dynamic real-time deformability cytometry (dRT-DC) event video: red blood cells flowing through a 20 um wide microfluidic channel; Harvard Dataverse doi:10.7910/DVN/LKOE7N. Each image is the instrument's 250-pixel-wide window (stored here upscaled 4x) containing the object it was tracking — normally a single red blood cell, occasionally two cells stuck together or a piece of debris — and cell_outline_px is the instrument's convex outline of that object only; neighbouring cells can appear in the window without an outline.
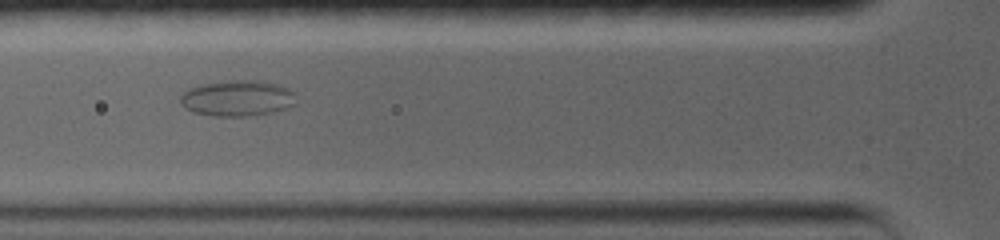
{"species": "common noctule bat (a hibernating species)", "species_latin": "Nyctalus noctula", "temperature_condition": "warm", "stored_images_in_passage": 29, "camera_frame_rate_fps": 5000, "um_per_image_px": 0.085, "animal": {"sex": "female", "body_mass_g": 19.0, "forearm_length_mm": 56.7}, "frame": {"image": 1, "passage_image": 2, "time_ms": 1.0, "image_size_px": [1000, 240], "cell_outline_px": [[296, 104], [284, 108], [268, 112], [248, 116], [216, 116], [192, 112], [184, 108], [180, 104], [180, 96], [184, 92], [200, 84], [228, 80], [256, 80], [276, 84], [288, 88], [292, 92]], "centroid_in_image_um": [20.12, 8.34], "position_along_channel_um": 105.7, "area_um2": 23.99}}
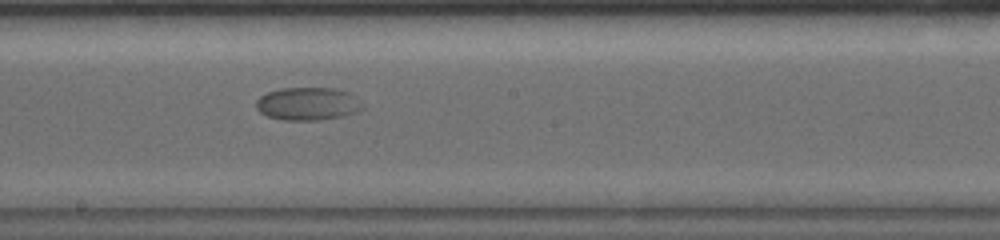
{"frame": {"image": 2, "passage_image": 8, "time_ms": 4.4, "image_size_px": [1000, 240], "cell_outline_px": [[364, 108], [340, 116], [316, 120], [284, 120], [268, 116], [260, 112], [256, 108], [256, 100], [260, 96], [268, 92], [280, 88], [336, 88], [348, 92]], "centroid_in_image_um": [26.08, 8.81], "position_along_channel_um": 222.1, "area_um2": 20.0}}
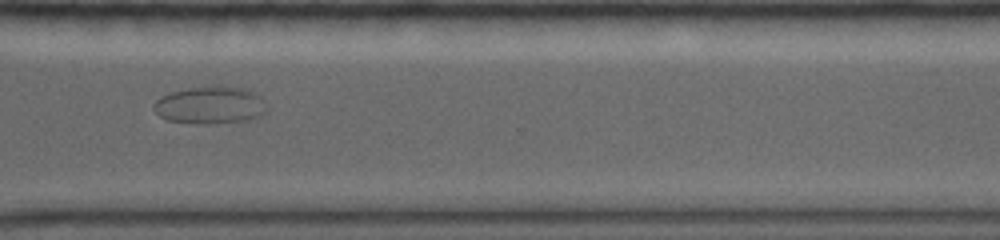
{"frame": {"image": 3, "passage_image": 18, "time_ms": 8.2, "image_size_px": [1000, 240], "cell_outline_px": [[268, 112], [260, 116], [248, 120], [212, 124], [196, 124], [168, 120], [160, 116], [156, 112], [156, 100], [160, 96], [172, 92], [188, 88], [212, 84], [216, 84], [244, 88], [252, 92], [268, 108]], "centroid_in_image_um": [17.88, 8.93], "position_along_channel_um": 352.7, "area_um2": 24.8}}